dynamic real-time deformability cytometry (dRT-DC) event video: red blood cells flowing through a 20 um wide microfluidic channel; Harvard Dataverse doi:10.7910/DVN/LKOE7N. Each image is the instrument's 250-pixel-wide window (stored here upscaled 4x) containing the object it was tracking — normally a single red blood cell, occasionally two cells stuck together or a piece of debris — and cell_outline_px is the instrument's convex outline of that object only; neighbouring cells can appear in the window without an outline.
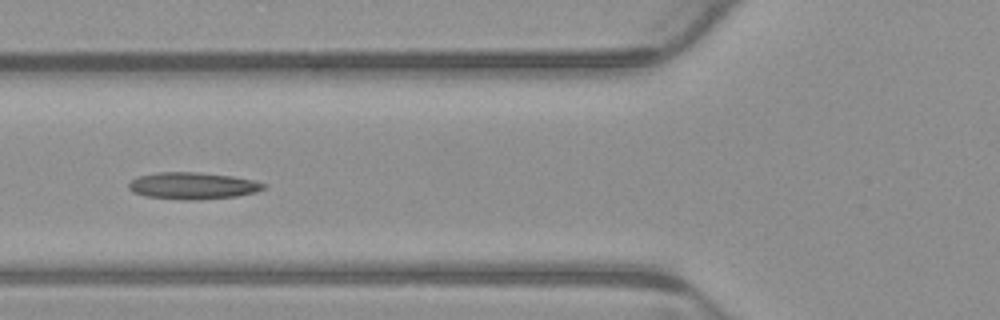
{"species": "common noctule bat (a hibernating species)", "species_latin": "Nyctalus noctula", "temperature_condition": "warm", "stored_images_in_passage": 8, "camera_frame_rate_fps": 3000, "um_per_image_px": 0.085, "animal": {"sex": "male", "body_mass_g": 23.1, "forearm_length_mm": 52.7}, "frame": {"image": 1, "passage_image": 5, "time_ms": 1.333, "image_size_px": [1000, 320], "cell_outline_px": [[268, 184], [264, 188], [256, 192], [236, 196], [200, 200], [184, 200], [144, 196], [132, 192], [128, 188], [128, 184], [136, 176], [156, 172], [200, 172], [232, 176], [252, 180]], "centroid_in_image_um": [16.35, 15.79], "position_along_channel_um": 109.4, "area_um2": 21.33}}
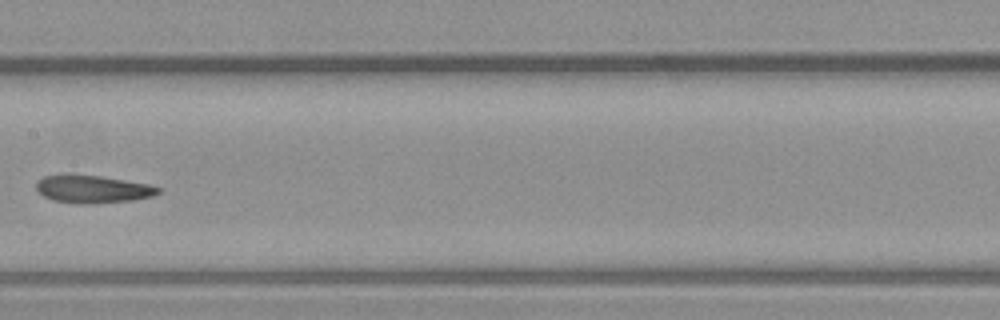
{"frame": {"image": 2, "passage_image": 7, "time_ms": 2.0, "image_size_px": [1000, 320], "cell_outline_px": [[160, 192], [152, 196], [132, 200], [92, 204], [80, 204], [52, 200], [44, 196], [36, 188], [36, 180], [44, 176], [100, 176], [152, 184], [160, 188]], "centroid_in_image_um": [7.92, 16.1], "position_along_channel_um": 199.5, "area_um2": 19.42}}
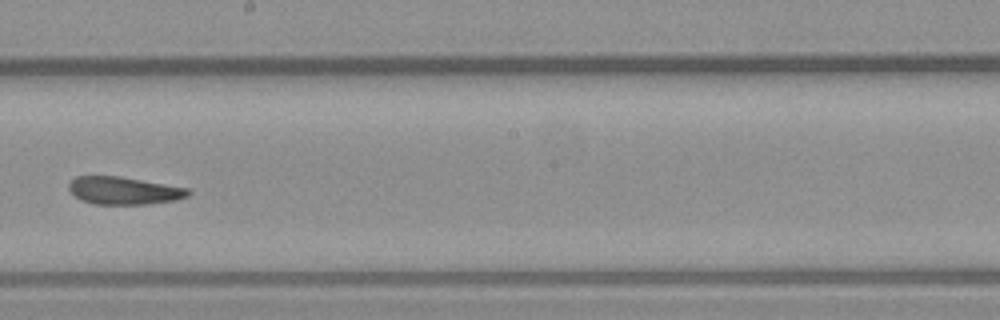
{"frame": {"image": 3, "passage_image": 8, "time_ms": 2.333, "image_size_px": [1000, 320], "cell_outline_px": [[192, 192], [188, 196], [176, 200], [148, 204], [92, 204], [80, 200], [68, 188], [68, 184], [76, 176], [120, 176], [188, 188]], "centroid_in_image_um": [10.53, 16.2], "position_along_channel_um": 237.7, "area_um2": 19.25}}